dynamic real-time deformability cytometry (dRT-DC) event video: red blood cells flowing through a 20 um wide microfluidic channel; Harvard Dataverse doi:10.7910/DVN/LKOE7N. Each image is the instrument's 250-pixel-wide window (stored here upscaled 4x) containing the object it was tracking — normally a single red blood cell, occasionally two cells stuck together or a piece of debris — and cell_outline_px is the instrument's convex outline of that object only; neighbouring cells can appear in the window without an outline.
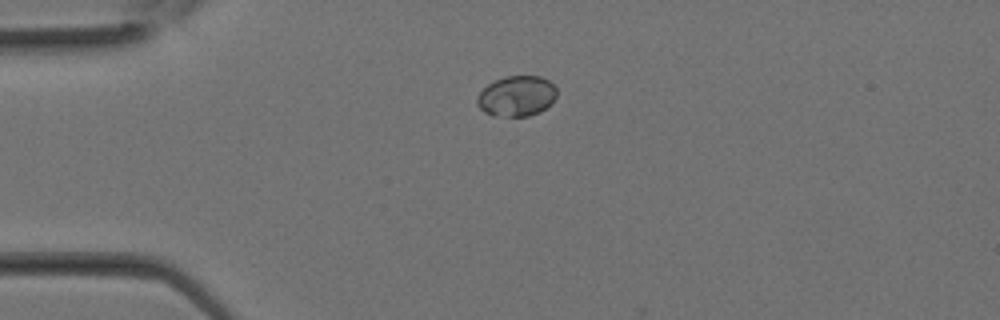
{"species": "Egyptian fruit bat (a non-hibernating species)", "species_latin": "Rousettus aegyptiacus", "temperature_condition": "room temperature", "stored_images_in_passage": 22, "camera_frame_rate_fps": 3000, "um_per_image_px": 0.085, "animal": {"sex": "female"}, "frame": {"image": 1, "passage_image": 1, "time_ms": 0.0, "image_size_px": [1000, 320], "cell_outline_px": [[556, 96], [552, 104], [540, 112], [528, 116], [492, 116], [484, 112], [476, 104], [476, 100], [480, 92], [488, 84], [504, 76], [540, 76], [548, 80], [556, 88]], "centroid_in_image_um": [43.92, 8.18], "position_along_channel_um": 41.1, "area_um2": 18.9}}
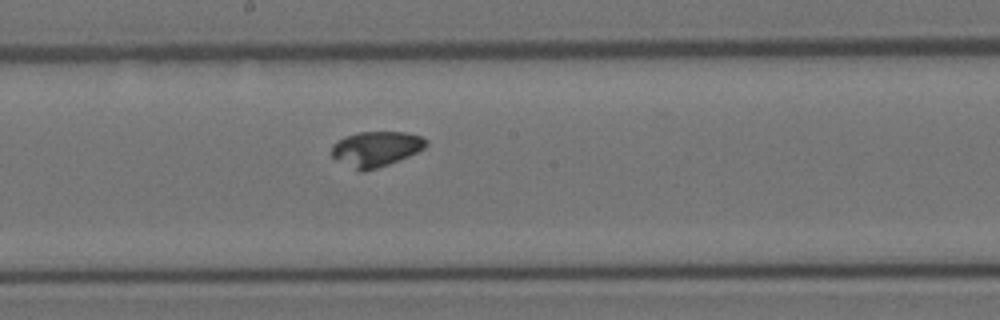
{"frame": {"image": 2, "passage_image": 10, "time_ms": 3.0, "image_size_px": [1000, 320], "cell_outline_px": [[428, 144], [424, 148], [408, 156], [388, 164], [364, 172], [360, 172], [336, 160], [332, 156], [332, 144], [344, 136], [360, 132], [404, 132], [420, 136], [428, 140]], "centroid_in_image_um": [31.94, 12.65], "position_along_channel_um": 216.3, "area_um2": 19.31}}
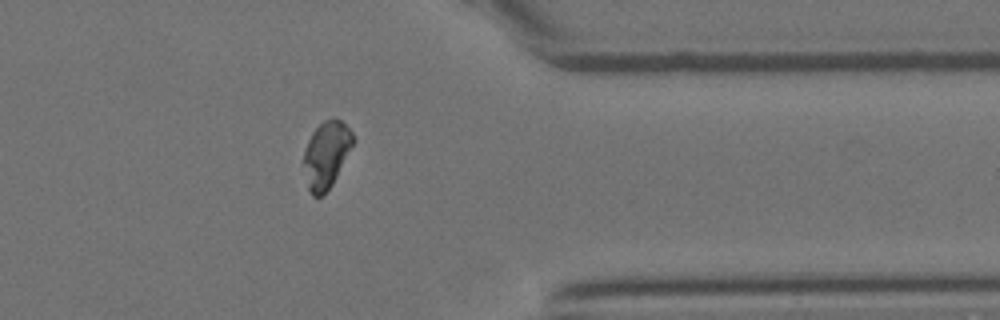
{"frame": {"image": 3, "passage_image": 18, "time_ms": 5.667, "image_size_px": [1000, 320], "cell_outline_px": [[356, 140], [332, 184], [320, 196], [312, 196], [308, 188], [304, 164], [304, 152], [308, 140], [312, 132], [324, 120], [340, 120], [352, 132]], "centroid_in_image_um": [27.75, 13.13], "position_along_channel_um": 383.6, "area_um2": 18.73}}